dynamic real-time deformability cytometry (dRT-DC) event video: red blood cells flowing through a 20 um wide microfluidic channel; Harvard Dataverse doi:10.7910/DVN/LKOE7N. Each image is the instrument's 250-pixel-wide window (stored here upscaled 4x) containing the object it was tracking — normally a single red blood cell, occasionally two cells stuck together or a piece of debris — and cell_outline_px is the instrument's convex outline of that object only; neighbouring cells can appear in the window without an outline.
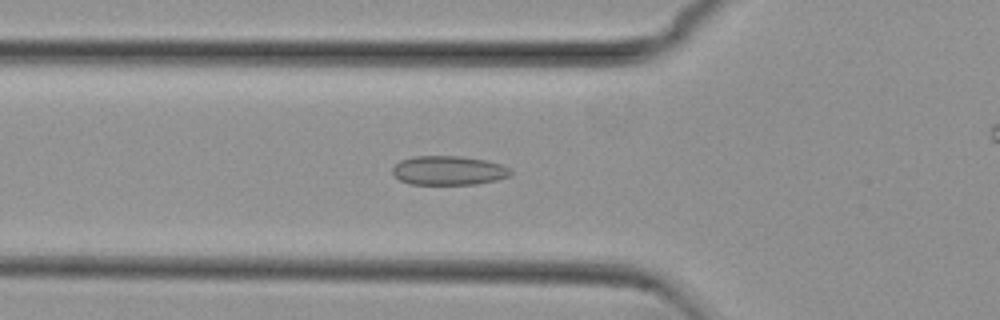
{"species": "common noctule bat (a hibernating species)", "species_latin": "Nyctalus noctula", "temperature_condition": "cold", "stored_images_in_passage": 33, "camera_frame_rate_fps": 3000, "um_per_image_px": 0.085, "animal": {"sex": "female", "body_mass_g": 29.2, "forearm_length_mm": 56.3}, "frame": {"image": 1, "passage_image": 5, "time_ms": 1.333, "image_size_px": [1000, 320], "cell_outline_px": [[512, 176], [496, 180], [476, 184], [408, 184], [400, 180], [392, 172], [392, 168], [400, 160], [412, 156], [460, 156], [484, 160], [500, 164], [508, 168], [512, 172]], "centroid_in_image_um": [38.12, 14.49], "position_along_channel_um": 87.7, "area_um2": 20.06}}
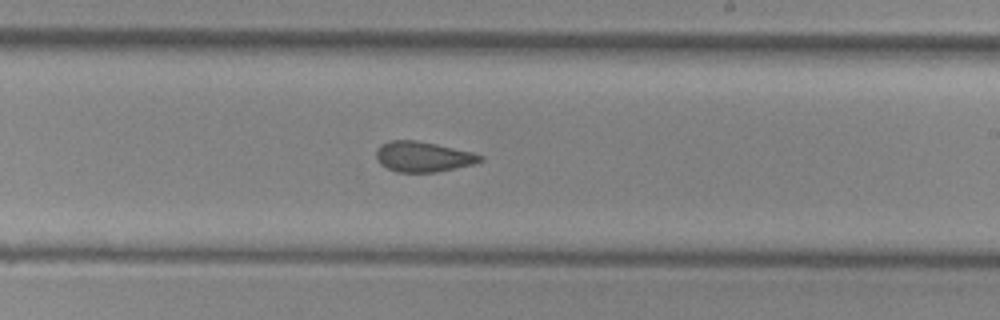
{"frame": {"image": 2, "passage_image": 18, "time_ms": 5.667, "image_size_px": [1000, 320], "cell_outline_px": [[484, 160], [472, 164], [456, 168], [436, 172], [396, 172], [380, 164], [376, 160], [376, 148], [380, 144], [388, 140], [416, 140], [436, 144], [472, 152], [484, 156]], "centroid_in_image_um": [35.92, 13.31], "position_along_channel_um": 253.1, "area_um2": 18.5}}
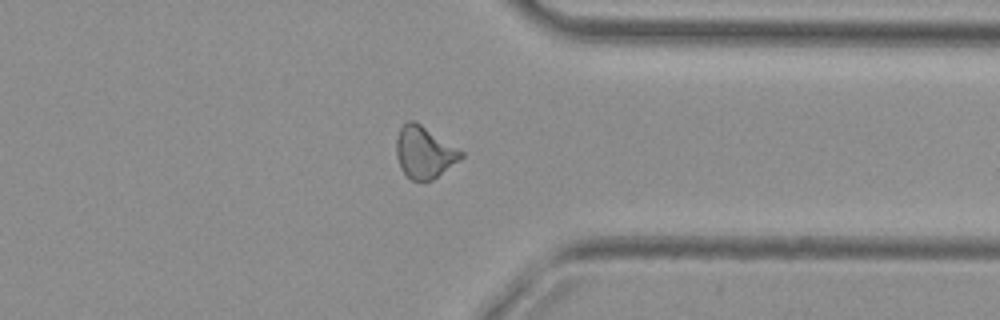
{"frame": {"image": 3, "passage_image": 28, "time_ms": 9.0, "image_size_px": [1000, 320], "cell_outline_px": [[464, 156], [460, 160], [432, 180], [412, 180], [400, 168], [396, 156], [396, 136], [400, 128], [408, 120], [416, 120], [464, 152]], "centroid_in_image_um": [36.06, 12.92], "position_along_channel_um": 375.3, "area_um2": 19.65}}